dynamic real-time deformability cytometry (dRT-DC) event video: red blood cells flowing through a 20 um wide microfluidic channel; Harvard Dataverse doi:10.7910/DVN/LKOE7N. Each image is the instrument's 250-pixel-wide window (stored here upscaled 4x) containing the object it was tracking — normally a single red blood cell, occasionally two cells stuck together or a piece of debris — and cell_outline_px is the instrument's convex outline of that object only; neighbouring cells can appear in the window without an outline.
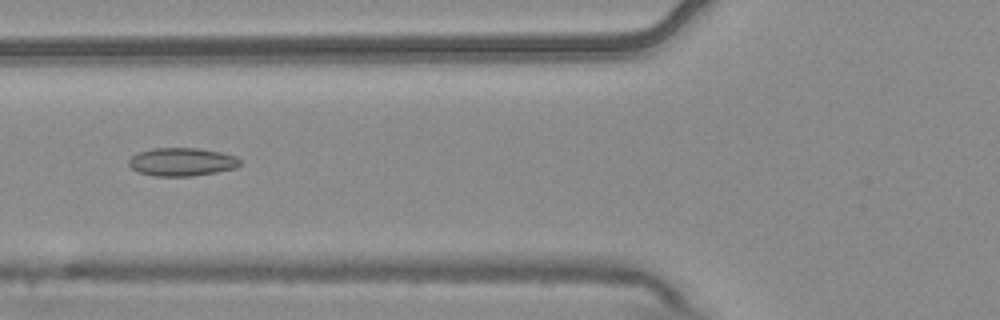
{"species": "common noctule bat (a hibernating species)", "species_latin": "Nyctalus noctula", "temperature_condition": "warm", "stored_images_in_passage": 8, "camera_frame_rate_fps": 3000, "um_per_image_px": 0.085, "animal": {"sex": "male", "body_mass_g": 20.4}, "frame": {"image": 1, "passage_image": 6, "time_ms": 1.667, "image_size_px": [1000, 320], "cell_outline_px": [[240, 164], [236, 168], [216, 172], [192, 176], [152, 176], [140, 172], [132, 168], [128, 164], [128, 160], [136, 152], [152, 148], [196, 148], [220, 152], [236, 156], [240, 160]], "centroid_in_image_um": [15.43, 13.76], "position_along_channel_um": 110.4, "area_um2": 18.32}}
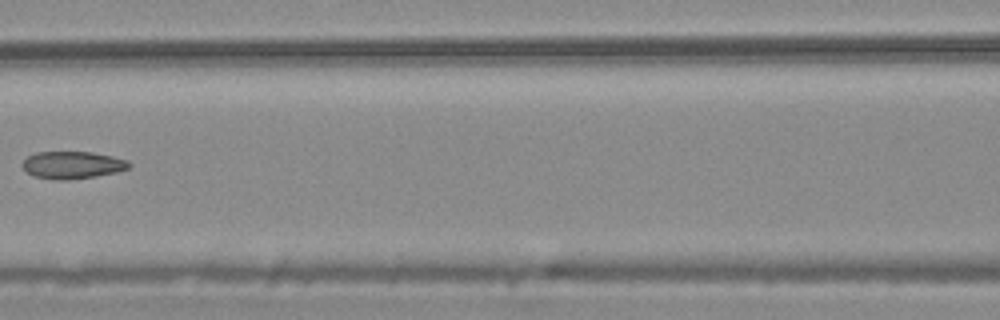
{"frame": {"image": 2, "passage_image": 7, "time_ms": 2.0, "image_size_px": [1000, 320], "cell_outline_px": [[132, 164], [128, 168], [116, 172], [96, 176], [68, 180], [52, 180], [32, 176], [20, 164], [28, 156], [36, 152], [92, 152], [112, 156], [128, 160]], "centroid_in_image_um": [6.14, 14.03], "position_along_channel_um": 160.5, "area_um2": 17.11}}
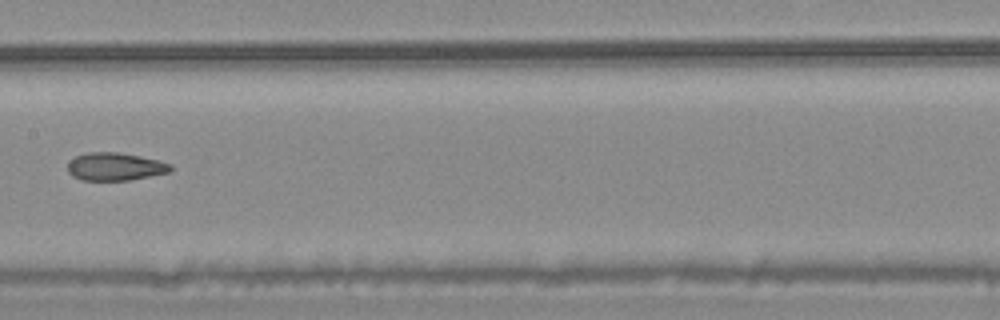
{"frame": {"image": 3, "passage_image": 8, "time_ms": 2.333, "image_size_px": [1000, 320], "cell_outline_px": [[172, 172], [128, 180], [80, 180], [72, 176], [68, 172], [68, 160], [76, 156], [88, 152], [116, 152], [140, 156], [172, 164]], "centroid_in_image_um": [9.77, 14.16], "position_along_channel_um": 197.6, "area_um2": 16.76}}